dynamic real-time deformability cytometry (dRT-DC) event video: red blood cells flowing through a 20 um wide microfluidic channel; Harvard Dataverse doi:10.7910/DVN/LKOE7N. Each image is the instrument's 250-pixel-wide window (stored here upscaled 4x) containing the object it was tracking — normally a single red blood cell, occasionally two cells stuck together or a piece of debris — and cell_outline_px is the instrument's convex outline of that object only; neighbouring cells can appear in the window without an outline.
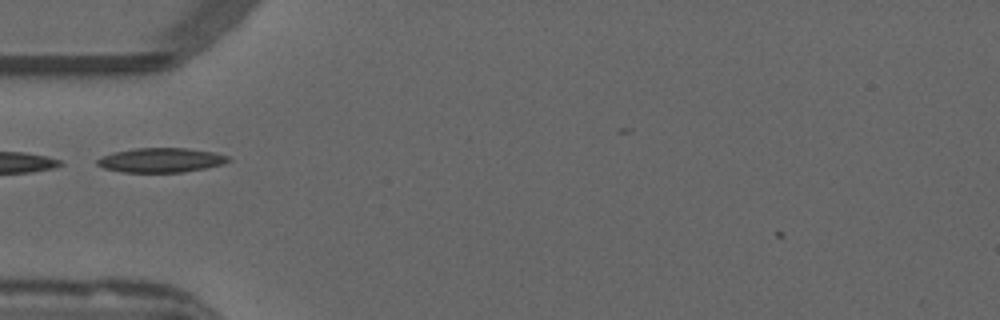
{"species": "common noctule bat (a hibernating species)", "species_latin": "Nyctalus noctula", "temperature_condition": "warm", "stored_images_in_passage": 9, "camera_frame_rate_fps": 3000, "um_per_image_px": 0.085, "animal": {"sex": "male", "forearm_length_mm": 52.5}, "frame": {"image": 1, "passage_image": 2, "time_ms": 0.333, "image_size_px": [1000, 320], "cell_outline_px": [[232, 160], [224, 164], [204, 168], [180, 172], [124, 172], [104, 168], [96, 164], [96, 160], [100, 156], [112, 152], [136, 148], [188, 148], [212, 152], [228, 156]], "centroid_in_image_um": [13.66, 13.6], "position_along_channel_um": 71.3, "area_um2": 18.67}}
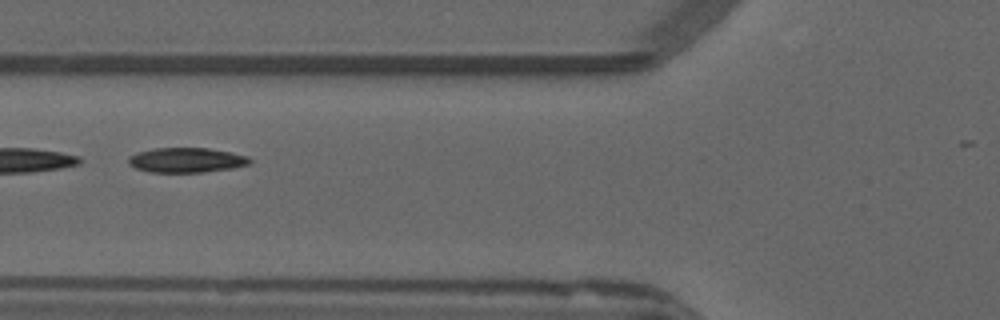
{"frame": {"image": 2, "passage_image": 5, "time_ms": 1.333, "image_size_px": [1000, 320], "cell_outline_px": [[252, 160], [248, 164], [232, 168], [204, 172], [148, 172], [136, 168], [128, 164], [128, 156], [152, 148], [208, 148], [232, 152], [248, 156]], "centroid_in_image_um": [15.84, 13.6], "position_along_channel_um": 110.0, "area_um2": 17.57}}